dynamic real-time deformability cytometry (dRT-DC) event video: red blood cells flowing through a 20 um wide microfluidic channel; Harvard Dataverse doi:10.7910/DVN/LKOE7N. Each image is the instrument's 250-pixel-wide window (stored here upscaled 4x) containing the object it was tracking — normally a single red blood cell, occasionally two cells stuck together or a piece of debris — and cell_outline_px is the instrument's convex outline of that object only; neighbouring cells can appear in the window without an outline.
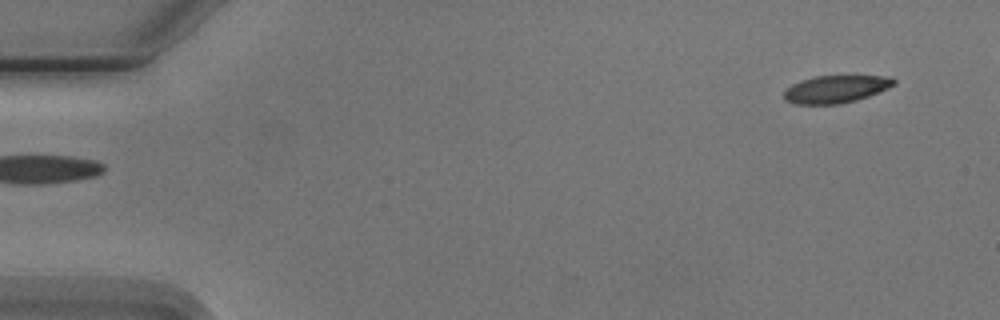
{"species": "Egyptian fruit bat (a non-hibernating species)", "species_latin": "Rousettus aegyptiacus", "temperature_condition": "cold", "stored_images_in_passage": 5, "segment_of_instrument_passage": [2, 2], "camera_frame_rate_fps": 3000, "um_per_image_px": 0.085, "animal": {"sex": "male"}, "frame": {"image": 1, "passage_image": 5, "time_ms": 4.667, "image_size_px": [1000, 320], "cell_outline_px": [[896, 84], [888, 88], [868, 96], [856, 100], [840, 104], [796, 104], [784, 100], [784, 92], [792, 84], [800, 80], [816, 76], [892, 76], [896, 80]], "centroid_in_image_um": [71.06, 7.57], "position_along_channel_um": 13.9, "area_um2": 17.63}}